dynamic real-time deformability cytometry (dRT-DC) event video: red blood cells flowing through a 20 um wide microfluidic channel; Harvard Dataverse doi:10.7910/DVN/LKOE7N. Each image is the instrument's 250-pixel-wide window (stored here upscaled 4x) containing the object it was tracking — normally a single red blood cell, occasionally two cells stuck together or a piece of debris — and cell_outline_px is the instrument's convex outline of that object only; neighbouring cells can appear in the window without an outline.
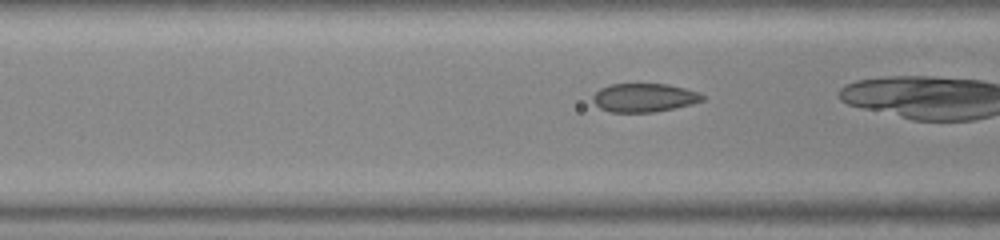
{"species": "common noctule bat (a hibernating species)", "species_latin": "Nyctalus noctula", "temperature_condition": "warm", "stored_images_in_passage": 25, "camera_frame_rate_fps": 3000, "um_per_image_px": 0.085, "animal": {"sex": "female", "body_mass_g": 23.0, "forearm_length_mm": 53.4}, "frame": {"image": 1, "passage_image": 4, "time_ms": 1.0, "image_size_px": [1000, 240], "cell_outline_px": [[704, 100], [692, 104], [652, 112], [612, 112], [600, 108], [592, 100], [592, 96], [600, 88], [608, 84], [668, 84], [700, 92], [704, 96]], "centroid_in_image_um": [54.75, 8.29], "position_along_channel_um": 111.9, "area_um2": 18.21}}